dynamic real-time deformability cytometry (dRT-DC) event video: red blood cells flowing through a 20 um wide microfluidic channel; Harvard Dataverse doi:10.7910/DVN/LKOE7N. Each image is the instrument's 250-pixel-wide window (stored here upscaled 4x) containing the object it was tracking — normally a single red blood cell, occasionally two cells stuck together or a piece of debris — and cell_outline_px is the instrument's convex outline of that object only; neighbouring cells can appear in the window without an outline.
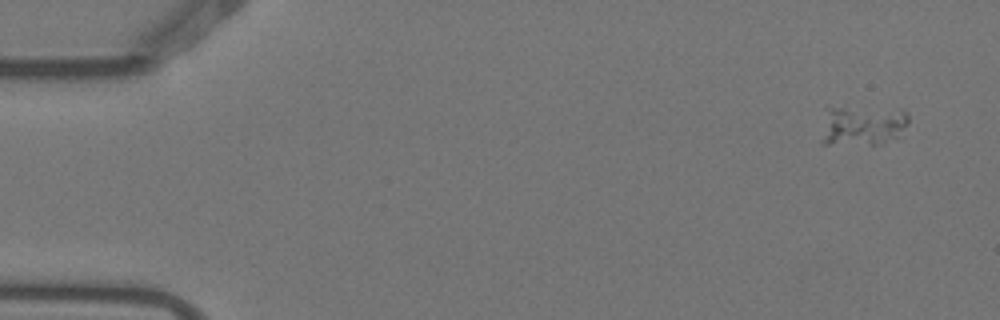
{"species": "Egyptian fruit bat (a non-hibernating species)", "species_latin": "Rousettus aegyptiacus", "temperature_condition": "warm", "stored_images_in_passage": 8, "camera_frame_rate_fps": 3000, "um_per_image_px": 0.085, "animal": {"sex": "female"}, "frame": {"image": 1, "passage_image": 1, "time_ms": 0.0, "image_size_px": [1000, 320], "cell_outline_px": [[908, 124], [896, 140], [884, 144], [820, 144], [828, 108], [900, 108], [908, 116]], "centroid_in_image_um": [73.39, 10.69], "position_along_channel_um": 11.6, "area_um2": 20.4}}
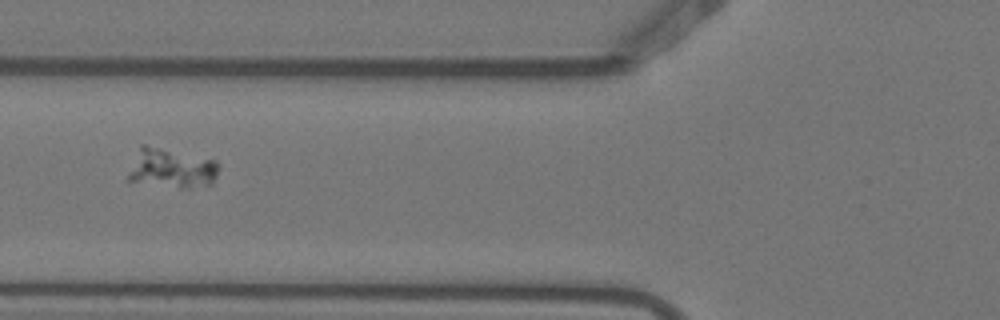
{"frame": {"image": 2, "passage_image": 6, "time_ms": 1.667, "image_size_px": [1000, 320], "cell_outline_px": [[220, 164], [216, 176], [212, 184], [192, 188], [180, 188], [128, 180], [128, 176], [140, 144], [144, 144], [216, 160]], "centroid_in_image_um": [14.63, 14.3], "position_along_channel_um": 111.2, "area_um2": 20.63}}
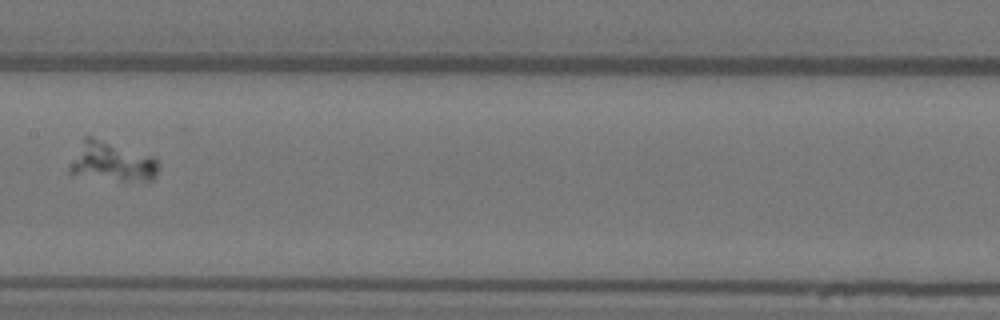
{"frame": {"image": 3, "passage_image": 8, "time_ms": 2.333, "image_size_px": [1000, 320], "cell_outline_px": [[160, 168], [156, 176], [152, 180], [120, 180], [68, 172], [68, 168], [84, 136], [92, 136], [152, 156], [160, 164]], "centroid_in_image_um": [9.56, 13.72], "position_along_channel_um": 197.8, "area_um2": 19.88}}